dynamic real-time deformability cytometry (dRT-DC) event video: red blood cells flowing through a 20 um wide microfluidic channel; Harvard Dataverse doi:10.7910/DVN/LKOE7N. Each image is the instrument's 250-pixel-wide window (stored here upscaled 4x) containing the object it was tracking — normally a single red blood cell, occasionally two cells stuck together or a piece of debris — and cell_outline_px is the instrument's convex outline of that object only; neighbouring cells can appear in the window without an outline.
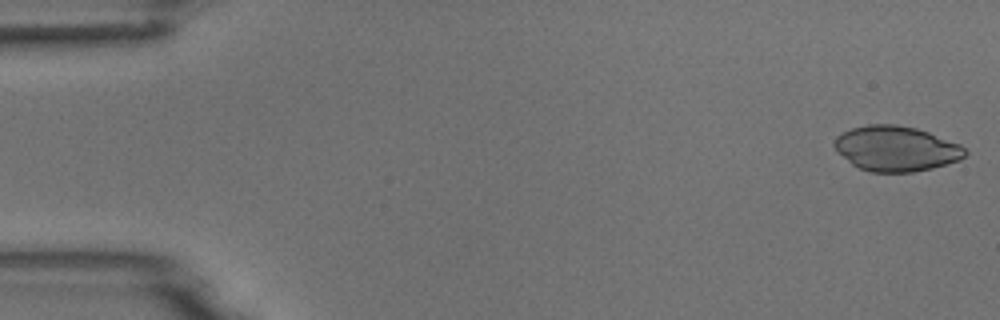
{"species": "common noctule bat (a hibernating species)", "species_latin": "Nyctalus noctula", "temperature_condition": "room temperature", "stored_images_in_passage": 53, "camera_frame_rate_fps": 3000, "um_per_image_px": 0.085, "animal": {"sex": "male", "body_mass_g": 18.8}, "frame": {"image": 1, "passage_image": 1, "time_ms": 0.0, "image_size_px": [1000, 320], "cell_outline_px": [[968, 152], [960, 160], [932, 168], [912, 172], [872, 172], [860, 168], [852, 164], [832, 144], [836, 136], [852, 128], [868, 124], [896, 124], [916, 128], [928, 132], [960, 144]], "centroid_in_image_um": [76.18, 12.62], "position_along_channel_um": 8.8, "area_um2": 34.16}}